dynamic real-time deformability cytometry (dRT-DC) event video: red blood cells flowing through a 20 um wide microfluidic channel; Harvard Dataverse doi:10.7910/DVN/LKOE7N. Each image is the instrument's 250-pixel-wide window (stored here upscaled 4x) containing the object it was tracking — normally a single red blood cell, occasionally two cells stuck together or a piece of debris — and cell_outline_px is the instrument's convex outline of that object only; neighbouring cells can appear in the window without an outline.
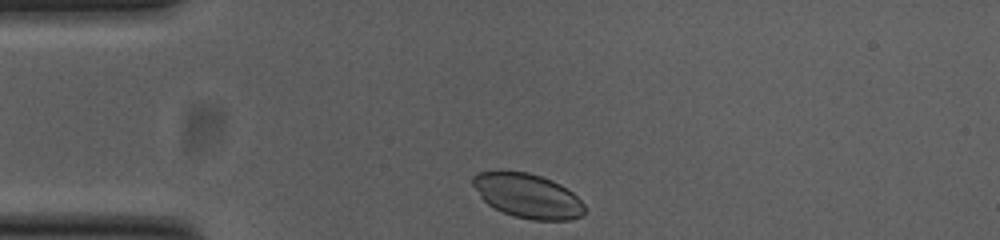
{"species": "common noctule bat (a hibernating species)", "species_latin": "Nyctalus noctula", "temperature_condition": "cold", "stored_images_in_passage": 33, "camera_frame_rate_fps": 3000, "um_per_image_px": 0.085, "animal": {"sex": "female", "body_mass_g": 23.0, "forearm_length_mm": 53.4}, "frame": {"image": 1, "passage_image": 1, "time_ms": 0.0, "image_size_px": [1000, 240], "cell_outline_px": [[584, 212], [580, 216], [568, 220], [532, 220], [512, 216], [488, 204], [480, 196], [472, 184], [472, 176], [476, 172], [528, 172], [552, 180], [560, 184], [572, 192], [584, 204]], "centroid_in_image_um": [44.84, 16.65], "position_along_channel_um": 40.2, "area_um2": 28.61}}
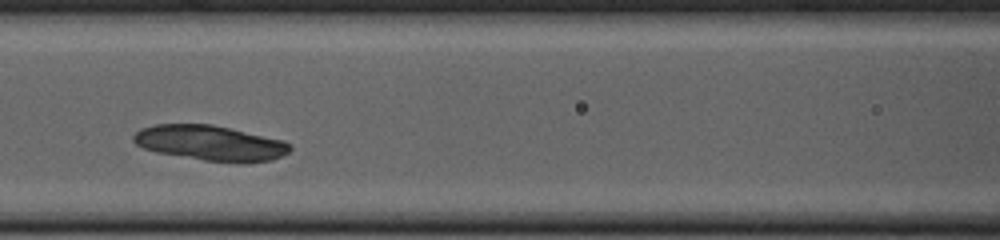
{"frame": {"image": 2, "passage_image": 12, "time_ms": 3.667, "image_size_px": [1000, 240], "cell_outline_px": [[292, 148], [288, 152], [272, 160], [248, 164], [240, 164], [204, 160], [156, 152], [144, 148], [136, 144], [132, 140], [132, 136], [140, 128], [156, 124], [212, 124], [284, 140], [292, 144]], "centroid_in_image_um": [17.91, 12.17], "position_along_channel_um": 148.7, "area_um2": 32.48}}
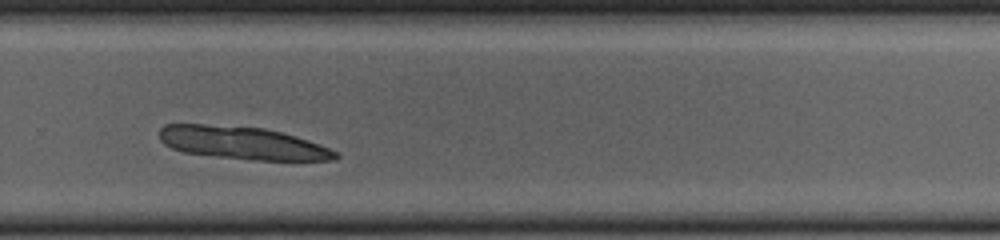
{"frame": {"image": 3, "passage_image": 25, "time_ms": 8.0, "image_size_px": [1000, 240], "cell_outline_px": [[340, 156], [332, 160], [248, 160], [184, 152], [172, 148], [164, 144], [160, 140], [160, 128], [164, 124], [204, 124], [264, 128], [280, 132], [340, 152]], "centroid_in_image_um": [20.56, 12.16], "position_along_channel_um": 309.2, "area_um2": 33.23}}